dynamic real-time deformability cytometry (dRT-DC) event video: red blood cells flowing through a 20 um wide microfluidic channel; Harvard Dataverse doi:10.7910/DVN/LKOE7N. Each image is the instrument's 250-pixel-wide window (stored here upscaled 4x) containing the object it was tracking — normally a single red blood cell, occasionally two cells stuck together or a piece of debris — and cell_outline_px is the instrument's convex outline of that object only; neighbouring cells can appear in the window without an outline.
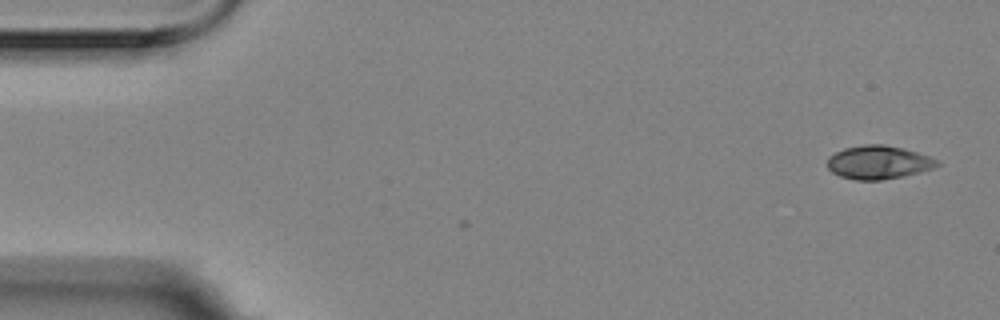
{"species": "Egyptian fruit bat (a non-hibernating species)", "species_latin": "Rousettus aegyptiacus", "temperature_condition": "room temperature", "stored_images_in_passage": 3, "camera_frame_rate_fps": 3000, "um_per_image_px": 0.085, "animal": {"sex": "female"}, "frame": {"image": 1, "passage_image": 1, "time_ms": 0.0, "image_size_px": [1000, 320], "cell_outline_px": [[940, 164], [932, 168], [904, 176], [880, 180], [856, 180], [840, 176], [832, 172], [828, 168], [828, 156], [844, 148], [864, 144], [884, 144], [916, 152], [928, 156], [936, 160]], "centroid_in_image_um": [74.62, 13.8], "position_along_channel_um": 10.4, "area_um2": 21.15}}